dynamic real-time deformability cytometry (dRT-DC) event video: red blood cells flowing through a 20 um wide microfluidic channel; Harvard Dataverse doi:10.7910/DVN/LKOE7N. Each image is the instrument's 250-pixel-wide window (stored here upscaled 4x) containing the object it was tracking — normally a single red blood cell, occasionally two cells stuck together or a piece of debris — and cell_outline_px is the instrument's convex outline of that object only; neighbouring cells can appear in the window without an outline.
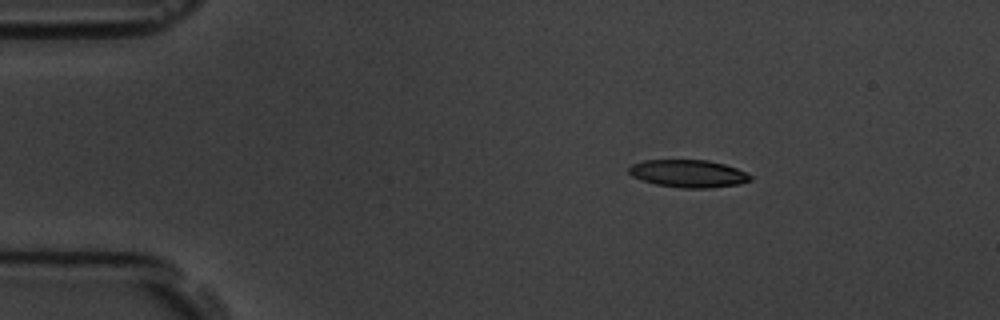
{"species": "common noctule bat (a hibernating species)", "species_latin": "Nyctalus noctula", "temperature_condition": "room temperature", "stored_images_in_passage": 4, "camera_frame_rate_fps": 3000, "um_per_image_px": 0.085, "animal": {"sex": "male", "body_mass_g": 19.5, "forearm_length_mm": 54.6}, "frame": {"image": 1, "passage_image": 2, "time_ms": 2.0, "image_size_px": [1000, 320], "cell_outline_px": [[752, 180], [736, 184], [708, 188], [684, 188], [656, 184], [632, 176], [628, 172], [628, 168], [632, 164], [644, 160], [708, 160], [724, 164], [736, 168], [752, 176]], "centroid_in_image_um": [58.49, 14.74], "position_along_channel_um": 26.5, "area_um2": 19.31}}